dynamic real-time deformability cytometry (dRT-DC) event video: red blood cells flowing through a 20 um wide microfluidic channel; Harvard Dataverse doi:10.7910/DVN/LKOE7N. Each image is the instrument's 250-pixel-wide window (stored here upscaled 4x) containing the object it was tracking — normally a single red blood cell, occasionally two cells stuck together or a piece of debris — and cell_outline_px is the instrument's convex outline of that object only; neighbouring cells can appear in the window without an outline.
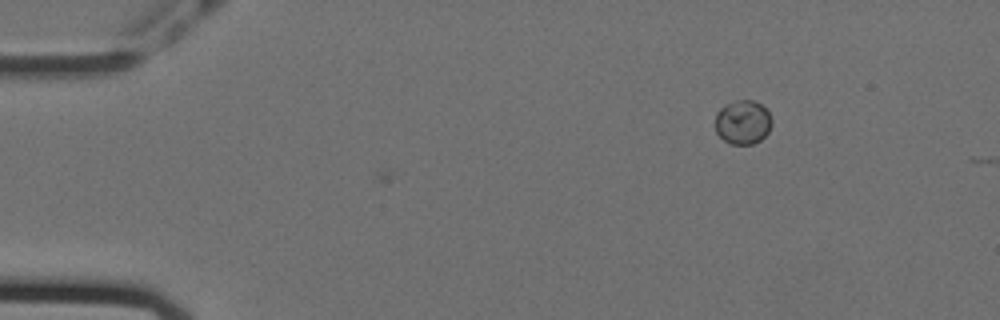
{"species": "Egyptian fruit bat (a non-hibernating species)", "species_latin": "Rousettus aegyptiacus", "temperature_condition": "cold", "stored_images_in_passage": 3, "camera_frame_rate_fps": 3000, "um_per_image_px": 0.085, "animal": {"sex": "female"}, "frame": {"image": 1, "passage_image": 1, "time_ms": 0.0, "image_size_px": [1000, 320], "cell_outline_px": [[772, 124], [768, 132], [760, 140], [752, 144], [732, 144], [724, 140], [716, 132], [716, 112], [724, 104], [736, 100], [752, 100], [760, 104], [768, 112], [772, 120]], "centroid_in_image_um": [63.13, 10.38], "position_along_channel_um": 21.9, "area_um2": 14.51}}